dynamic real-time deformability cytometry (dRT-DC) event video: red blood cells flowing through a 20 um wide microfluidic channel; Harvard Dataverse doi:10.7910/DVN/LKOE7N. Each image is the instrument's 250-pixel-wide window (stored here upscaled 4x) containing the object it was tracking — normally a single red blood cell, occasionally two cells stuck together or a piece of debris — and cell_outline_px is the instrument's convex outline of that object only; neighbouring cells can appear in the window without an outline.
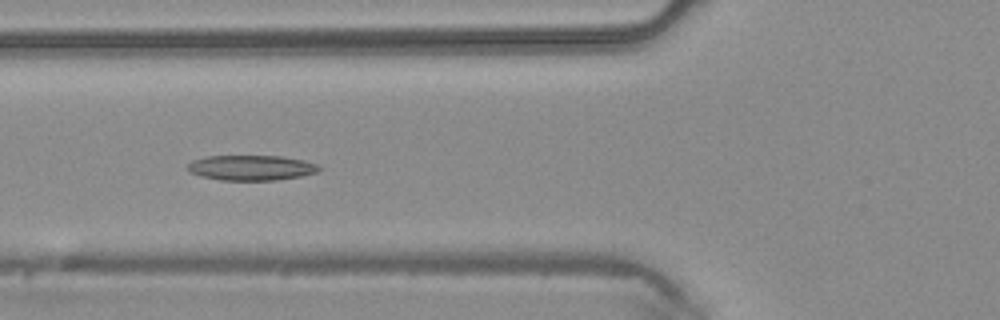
{"species": "common noctule bat (a hibernating species)", "species_latin": "Nyctalus noctula", "temperature_condition": "warm", "stored_images_in_passage": 35, "camera_frame_rate_fps": 3000, "um_per_image_px": 0.085, "animal": {"sex": "male", "body_mass_g": 20.4}, "frame": {"image": 1, "passage_image": 7, "time_ms": 2.0, "image_size_px": [1000, 320], "cell_outline_px": [[324, 168], [320, 172], [300, 176], [276, 180], [220, 180], [200, 176], [188, 172], [188, 164], [192, 160], [208, 156], [284, 156], [304, 160], [316, 164]], "centroid_in_image_um": [21.39, 14.26], "position_along_channel_um": 104.4, "area_um2": 19.48}}
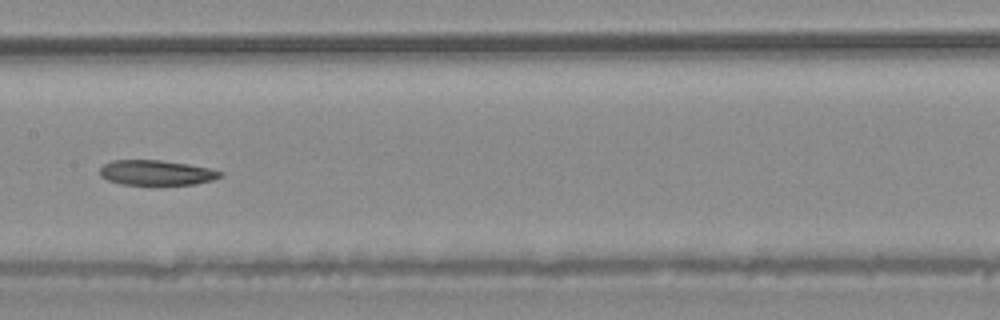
{"frame": {"image": 2, "passage_image": 13, "time_ms": 4.0, "image_size_px": [1000, 320], "cell_outline_px": [[224, 172], [220, 176], [212, 180], [196, 184], [120, 184], [108, 180], [100, 176], [100, 168], [104, 164], [112, 160], [160, 160], [188, 164], [212, 168]], "centroid_in_image_um": [13.3, 14.67], "position_along_channel_um": 194.1, "area_um2": 17.51}}
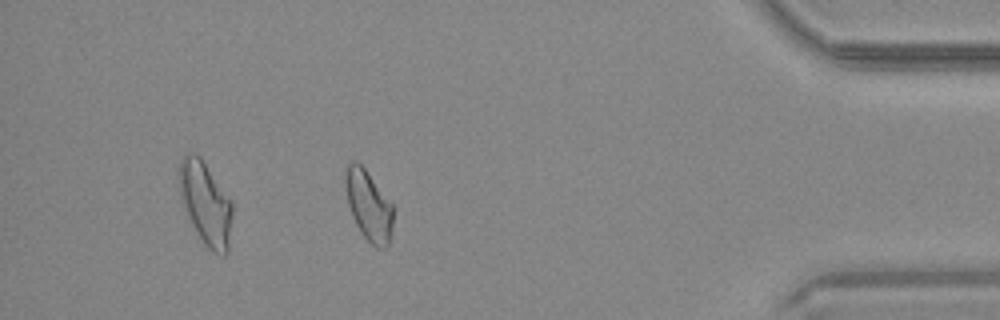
{"frame": {"image": 3, "passage_image": 30, "time_ms": 9.667, "image_size_px": [1000, 320], "cell_outline_px": [[392, 236], [388, 244], [384, 248], [376, 248], [360, 232], [352, 216], [348, 204], [344, 184], [344, 168], [352, 160], [356, 160], [364, 168], [392, 204]], "centroid_in_image_um": [31.3, 17.46], "position_along_channel_um": 403.9, "area_um2": 19.54}}